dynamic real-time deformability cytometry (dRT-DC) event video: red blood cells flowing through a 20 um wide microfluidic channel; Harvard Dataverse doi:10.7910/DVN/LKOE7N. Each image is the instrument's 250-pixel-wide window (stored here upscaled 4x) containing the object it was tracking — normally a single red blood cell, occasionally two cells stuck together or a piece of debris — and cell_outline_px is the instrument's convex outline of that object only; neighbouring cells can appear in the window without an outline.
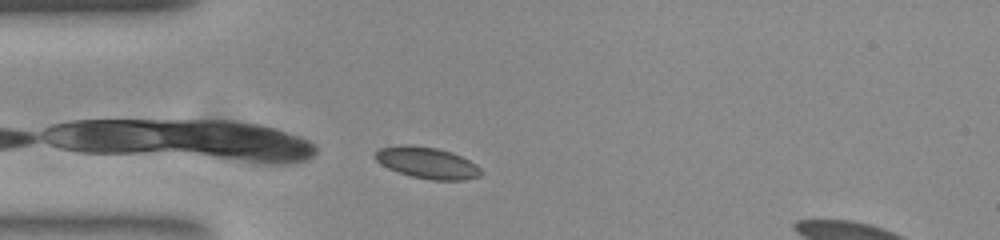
{"species": "common noctule bat (a hibernating species)", "species_latin": "Nyctalus noctula", "temperature_condition": "room temperature", "stored_images_in_passage": 26, "camera_frame_rate_fps": 3000, "um_per_image_px": 0.085, "animal": {"sex": "female", "body_mass_g": 23.0, "forearm_length_mm": 53.4}, "frame": {"image": 1, "passage_image": 1, "time_ms": 0.0, "image_size_px": [1000, 240], "cell_outline_px": [[484, 172], [480, 176], [464, 180], [432, 180], [412, 176], [388, 168], [380, 164], [376, 160], [376, 152], [380, 148], [400, 144], [408, 144], [436, 148], [452, 152], [476, 164]], "centroid_in_image_um": [36.33, 13.83], "position_along_channel_um": 48.7, "area_um2": 19.31}}
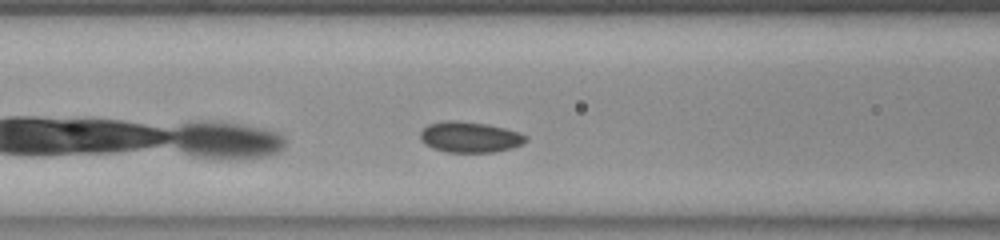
{"frame": {"image": 2, "passage_image": 8, "time_ms": 2.333, "image_size_px": [1000, 240], "cell_outline_px": [[528, 140], [512, 148], [492, 152], [444, 152], [432, 148], [420, 136], [420, 132], [428, 124], [444, 120], [456, 120], [484, 124], [504, 128], [516, 132], [524, 136]], "centroid_in_image_um": [39.9, 11.65], "position_along_channel_um": 126.7, "area_um2": 18.55}, "authors_computed_cell_mechanics": {"area_um2": 18.7272, "velocity_mm_per_s": 3.8288, "shape_relaxation_time_tau1_ms": null, "shape_relaxation_time_tau2_ms": 4.6939, "deformation_change_tau1": null, "deformation_change_tau2": 0.0631}}